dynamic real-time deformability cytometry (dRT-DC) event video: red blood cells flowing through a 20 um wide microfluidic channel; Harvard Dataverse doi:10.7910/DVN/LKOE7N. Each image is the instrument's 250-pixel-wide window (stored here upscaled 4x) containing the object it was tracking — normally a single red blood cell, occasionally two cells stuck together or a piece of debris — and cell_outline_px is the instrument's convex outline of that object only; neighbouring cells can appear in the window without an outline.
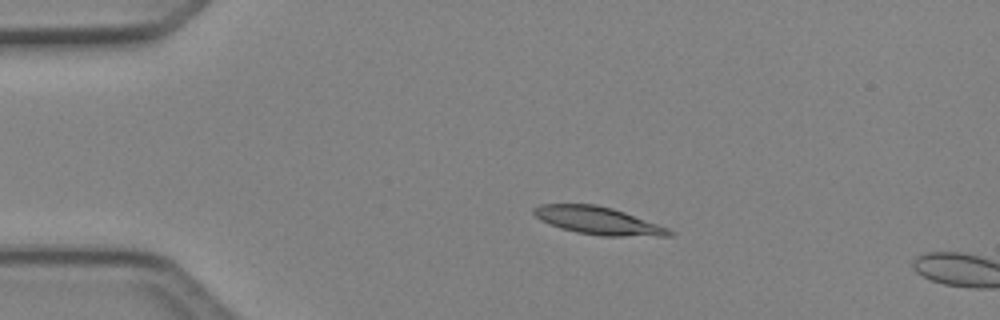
{"species": "Egyptian fruit bat (a non-hibernating species)", "species_latin": "Rousettus aegyptiacus", "temperature_condition": "cold", "stored_images_in_passage": 4, "camera_frame_rate_fps": 3000, "um_per_image_px": 0.085, "animal": {"sex": "female"}, "frame": {"image": 1, "passage_image": 3, "time_ms": 0.667, "image_size_px": [1000, 320], "cell_outline_px": [[672, 236], [600, 236], [576, 232], [560, 228], [548, 224], [540, 220], [532, 212], [532, 208], [540, 204], [596, 204], [612, 208], [624, 212], [668, 228], [672, 232]], "centroid_in_image_um": [50.78, 18.75], "position_along_channel_um": 34.2, "area_um2": 21.79}}